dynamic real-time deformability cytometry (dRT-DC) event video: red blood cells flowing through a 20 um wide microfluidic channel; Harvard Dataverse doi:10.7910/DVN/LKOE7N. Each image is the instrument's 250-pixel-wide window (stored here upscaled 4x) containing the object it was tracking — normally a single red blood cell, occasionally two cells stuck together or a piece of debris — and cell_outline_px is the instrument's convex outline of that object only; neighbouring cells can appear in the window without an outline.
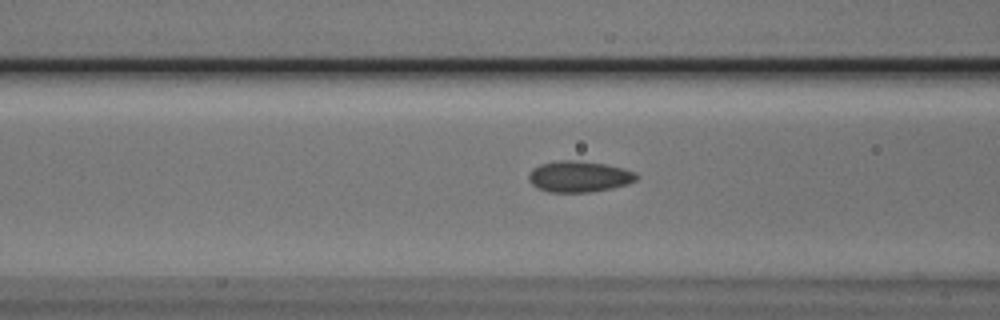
{"species": "Egyptian fruit bat (a non-hibernating species)", "species_latin": "Rousettus aegyptiacus", "temperature_condition": "cold", "stored_images_in_passage": 13, "camera_frame_rate_fps": 3000, "um_per_image_px": 0.085, "animal": {"sex": "male"}, "frame": {"image": 1, "passage_image": 11, "time_ms": 3.333, "image_size_px": [1000, 320], "cell_outline_px": [[640, 176], [636, 180], [628, 184], [612, 188], [588, 192], [548, 192], [536, 188], [528, 180], [528, 172], [532, 168], [540, 164], [560, 160], [576, 160], [604, 164], [624, 168], [636, 172]], "centroid_in_image_um": [49.21, 15.0], "position_along_channel_um": 117.4, "area_um2": 19.77}}